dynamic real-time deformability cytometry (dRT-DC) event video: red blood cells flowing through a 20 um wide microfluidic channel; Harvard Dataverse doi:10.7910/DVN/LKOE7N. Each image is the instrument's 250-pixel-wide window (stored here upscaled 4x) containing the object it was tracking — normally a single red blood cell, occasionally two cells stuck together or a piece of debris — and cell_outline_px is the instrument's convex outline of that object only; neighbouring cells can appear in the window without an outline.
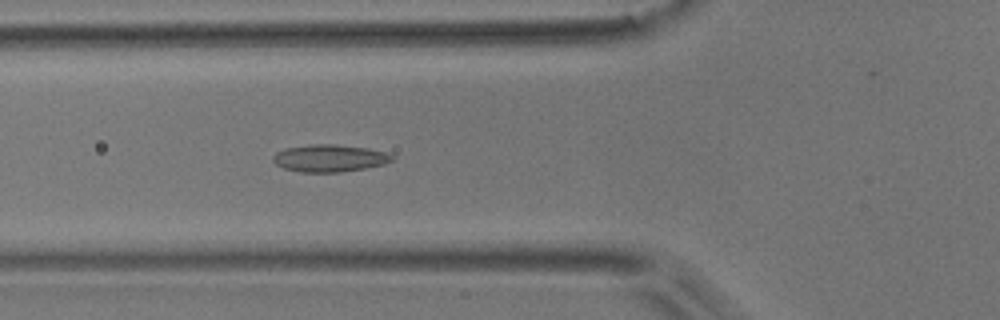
{"species": "common noctule bat (a hibernating species)", "species_latin": "Nyctalus noctula", "temperature_condition": "room temperature", "stored_images_in_passage": 4, "camera_frame_rate_fps": 3000, "um_per_image_px": 0.085, "animal": {"sex": "male", "body_mass_g": 17.9}, "frame": {"image": 1, "passage_image": 4, "time_ms": 1.0, "image_size_px": [1000, 320], "cell_outline_px": [[396, 156], [392, 160], [384, 164], [364, 168], [340, 172], [300, 172], [284, 168], [276, 164], [272, 160], [272, 156], [276, 152], [284, 148], [312, 144], [336, 144], [368, 148], [384, 152]], "centroid_in_image_um": [27.99, 13.44], "position_along_channel_um": 97.8, "area_um2": 18.96}}